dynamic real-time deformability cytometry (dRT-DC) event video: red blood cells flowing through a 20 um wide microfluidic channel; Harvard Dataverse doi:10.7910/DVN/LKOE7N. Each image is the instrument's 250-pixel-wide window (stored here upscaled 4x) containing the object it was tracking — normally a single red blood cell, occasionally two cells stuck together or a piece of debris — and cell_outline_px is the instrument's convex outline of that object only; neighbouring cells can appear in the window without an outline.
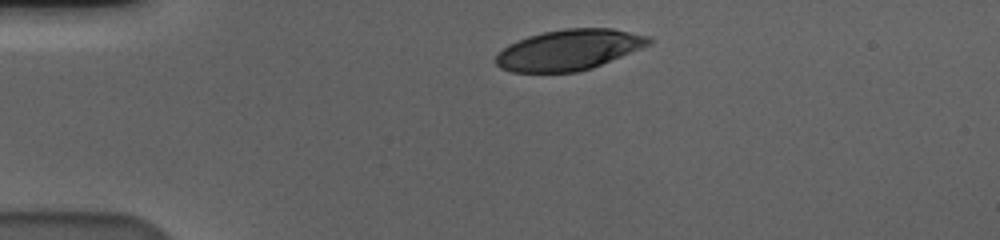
{"species": "human", "species_latin": "Homo sapiens", "temperature_condition": "cold", "stored_images_in_passage": 37, "camera_frame_rate_fps": 3000, "um_per_image_px": 0.085, "donor": {"sex": "male"}, "frame": {"image": 1, "passage_image": 1, "time_ms": 0.0, "image_size_px": [1000, 240], "cell_outline_px": [[656, 40], [652, 44], [592, 68], [576, 72], [512, 72], [500, 68], [492, 60], [508, 44], [528, 36], [544, 32], [564, 28], [612, 28], [648, 36]], "centroid_in_image_um": [48.37, 4.23], "position_along_channel_um": 36.6, "area_um2": 36.36}}
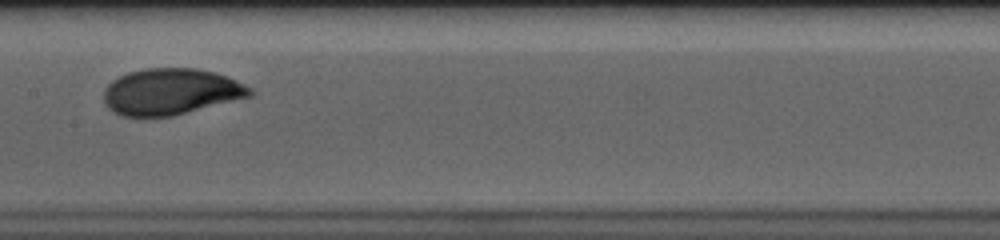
{"frame": {"image": 2, "passage_image": 18, "time_ms": 5.667, "image_size_px": [1000, 240], "cell_outline_px": [[252, 96], [172, 116], [120, 116], [112, 112], [104, 104], [104, 88], [112, 80], [128, 72], [144, 68], [196, 68], [212, 72], [236, 80], [252, 88]], "centroid_in_image_um": [14.48, 7.79], "position_along_channel_um": 192.9, "area_um2": 39.42}}
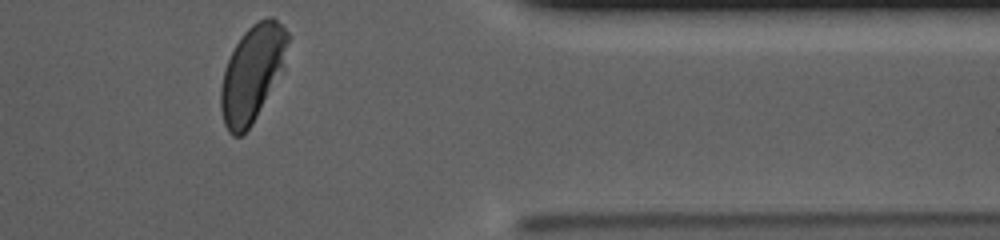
{"frame": {"image": 3, "passage_image": 36, "time_ms": 11.667, "image_size_px": [1000, 240], "cell_outline_px": [[288, 40], [284, 68], [252, 124], [240, 136], [232, 136], [228, 132], [224, 124], [220, 108], [220, 88], [224, 68], [236, 44], [244, 32], [252, 24], [268, 16], [272, 16], [288, 32]], "centroid_in_image_um": [21.42, 6.25], "position_along_channel_um": 390.0, "area_um2": 37.34}, "authors_computed_cell_mechanics": {"area_um2": 39.0728, "velocity_mm_per_s": 3.5665, "shape_relaxation_time_tau1_ms": 2.7758, "shape_relaxation_time_tau2_ms": null, "deformation_change_tau1": 0.1471, "deformation_change_tau2": null}}